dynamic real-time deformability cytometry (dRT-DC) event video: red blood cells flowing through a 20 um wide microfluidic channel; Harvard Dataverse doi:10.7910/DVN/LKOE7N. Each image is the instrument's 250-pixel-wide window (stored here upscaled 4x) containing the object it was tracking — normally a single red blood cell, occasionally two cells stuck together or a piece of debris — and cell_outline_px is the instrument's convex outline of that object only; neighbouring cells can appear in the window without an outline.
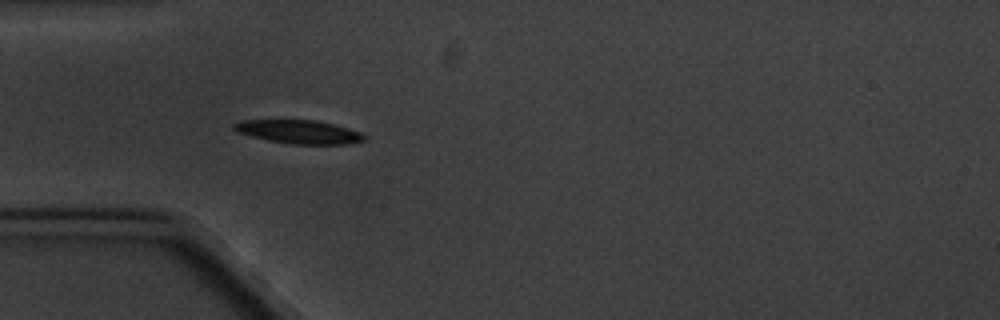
{"species": "common noctule bat (a hibernating species)", "species_latin": "Nyctalus noctula", "temperature_condition": "cold", "stored_images_in_passage": 2, "camera_frame_rate_fps": 3000, "um_per_image_px": 0.085, "animal": {"sex": "male", "body_mass_g": 20.1, "forearm_length_mm": 53.5}, "frame": {"image": 1, "passage_image": 2, "time_ms": 1.333, "image_size_px": [1000, 320], "cell_outline_px": [[364, 140], [348, 144], [292, 144], [268, 140], [236, 132], [232, 128], [232, 124], [240, 120], [316, 120], [348, 128], [360, 132], [364, 136]], "centroid_in_image_um": [25.36, 11.2], "position_along_channel_um": 59.6, "area_um2": 17.74}}